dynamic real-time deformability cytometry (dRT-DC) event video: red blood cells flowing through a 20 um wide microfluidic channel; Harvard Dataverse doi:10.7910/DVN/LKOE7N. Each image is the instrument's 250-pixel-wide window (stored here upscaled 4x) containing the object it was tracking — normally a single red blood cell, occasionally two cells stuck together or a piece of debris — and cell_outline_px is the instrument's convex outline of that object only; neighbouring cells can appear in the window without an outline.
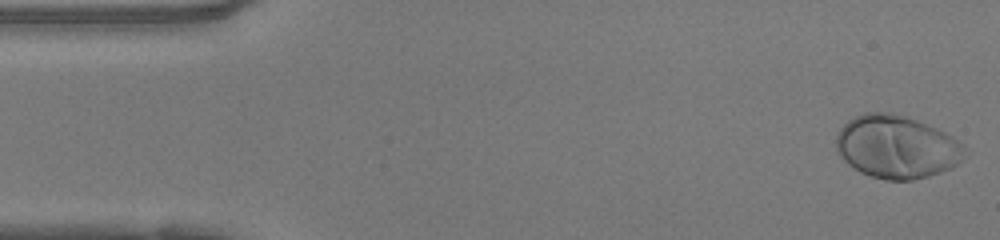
{"species": "human", "species_latin": "Homo sapiens", "temperature_condition": "warm", "stored_images_in_passage": 48, "camera_frame_rate_fps": 3000, "um_per_image_px": 0.085, "donor": {"sex": "female"}, "frame": {"image": 1, "passage_image": 1, "time_ms": 0.0, "image_size_px": [1000, 240], "cell_outline_px": [[964, 144], [960, 160], [952, 168], [928, 176], [912, 180], [884, 180], [860, 172], [848, 164], [840, 156], [836, 148], [836, 136], [840, 128], [848, 120], [864, 112], [892, 112], [916, 120], [936, 128], [952, 136]], "centroid_in_image_um": [76.17, 12.48], "position_along_channel_um": 8.8, "area_um2": 46.93}}
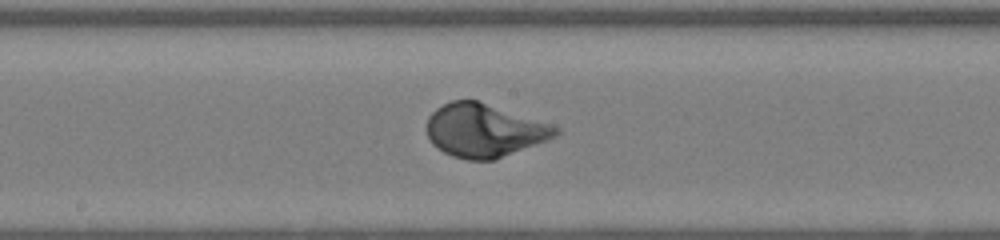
{"frame": {"image": 2, "passage_image": 24, "time_ms": 7.667, "image_size_px": [1000, 240], "cell_outline_px": [[560, 132], [556, 136], [548, 140], [496, 160], [468, 160], [452, 156], [444, 152], [432, 144], [428, 136], [428, 116], [436, 108], [452, 100], [476, 100], [560, 128]], "centroid_in_image_um": [41.14, 11.11], "position_along_channel_um": 207.1, "area_um2": 39.59}}
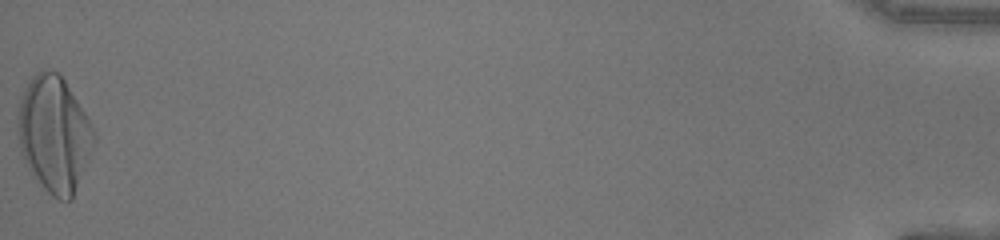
{"frame": {"image": 3, "passage_image": 48, "time_ms": 15.667, "image_size_px": [1000, 240], "cell_outline_px": [[96, 140], [72, 200], [60, 200], [52, 196], [40, 184], [28, 168], [20, 152], [16, 120], [16, 108], [24, 88], [32, 76], [36, 72], [44, 68], [60, 72], [96, 132]], "centroid_in_image_um": [4.57, 11.36], "position_along_channel_um": 430.6, "area_um2": 51.96}, "authors_computed_cell_mechanics": {"area_um2": 39.8242, "velocity_mm_per_s": 4.1529, "shape_relaxation_time_tau1_ms": 2.4751, "shape_relaxation_time_tau2_ms": null, "deformation_change_tau1": 0.2199, "deformation_change_tau2": null}}